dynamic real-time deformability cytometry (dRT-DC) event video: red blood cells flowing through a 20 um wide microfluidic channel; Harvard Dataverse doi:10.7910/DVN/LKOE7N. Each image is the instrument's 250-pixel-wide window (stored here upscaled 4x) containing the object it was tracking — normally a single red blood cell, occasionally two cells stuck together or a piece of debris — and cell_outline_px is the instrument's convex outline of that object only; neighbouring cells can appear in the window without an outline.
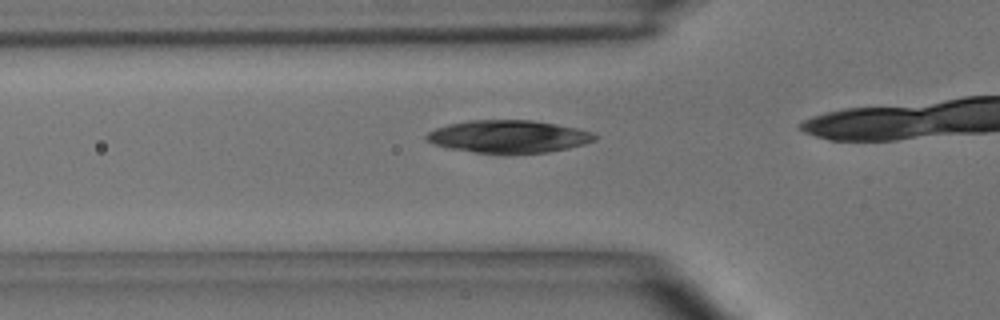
{"species": "common noctule bat (a hibernating species)", "species_latin": "Nyctalus noctula", "temperature_condition": "room temperature", "stored_images_in_passage": 13, "camera_frame_rate_fps": 3000, "um_per_image_px": 0.085, "animal": {"sex": "male", "body_mass_g": 15.6}, "frame": {"image": 1, "passage_image": 8, "time_ms": 2.333, "image_size_px": [1000, 320], "cell_outline_px": [[600, 136], [596, 140], [584, 144], [568, 148], [548, 152], [508, 156], [500, 156], [448, 148], [432, 144], [424, 140], [424, 136], [428, 132], [436, 128], [448, 124], [468, 120], [532, 120], [580, 128], [592, 132]], "centroid_in_image_um": [43.22, 11.64], "position_along_channel_um": 82.6, "area_um2": 33.12}}